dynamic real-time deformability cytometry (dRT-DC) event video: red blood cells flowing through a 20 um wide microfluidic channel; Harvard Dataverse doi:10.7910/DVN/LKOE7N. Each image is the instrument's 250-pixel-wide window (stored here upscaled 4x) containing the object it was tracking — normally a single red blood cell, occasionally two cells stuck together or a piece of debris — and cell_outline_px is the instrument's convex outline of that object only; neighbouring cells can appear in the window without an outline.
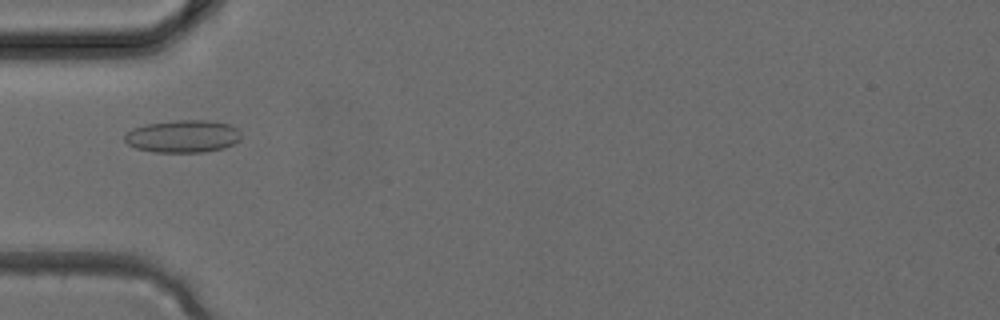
{"species": "common noctule bat (a hibernating species)", "species_latin": "Nyctalus noctula", "temperature_condition": "cold", "stored_images_in_passage": 3, "camera_frame_rate_fps": 3000, "um_per_image_px": 0.085, "animal": {"sex": "female", "body_mass_g": 24.6, "forearm_length_mm": 56.2}, "frame": {"image": 1, "passage_image": 3, "time_ms": 0.667, "image_size_px": [1000, 320], "cell_outline_px": [[240, 140], [224, 148], [204, 152], [152, 152], [136, 148], [128, 144], [124, 140], [124, 132], [132, 128], [148, 124], [176, 120], [212, 120], [228, 124], [236, 128], [240, 132]], "centroid_in_image_um": [15.52, 11.58], "position_along_channel_um": 69.5, "area_um2": 22.2}}